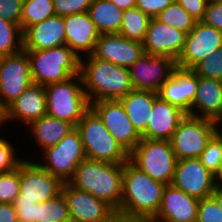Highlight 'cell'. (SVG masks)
<instances>
[{
    "mask_svg": "<svg viewBox=\"0 0 222 222\" xmlns=\"http://www.w3.org/2000/svg\"><path fill=\"white\" fill-rule=\"evenodd\" d=\"M80 74L90 103L119 100L133 90L128 68L93 55L80 59Z\"/></svg>",
    "mask_w": 222,
    "mask_h": 222,
    "instance_id": "cell-2",
    "label": "cell"
},
{
    "mask_svg": "<svg viewBox=\"0 0 222 222\" xmlns=\"http://www.w3.org/2000/svg\"><path fill=\"white\" fill-rule=\"evenodd\" d=\"M33 83L46 86L80 74V58L66 44L45 50H25Z\"/></svg>",
    "mask_w": 222,
    "mask_h": 222,
    "instance_id": "cell-4",
    "label": "cell"
},
{
    "mask_svg": "<svg viewBox=\"0 0 222 222\" xmlns=\"http://www.w3.org/2000/svg\"><path fill=\"white\" fill-rule=\"evenodd\" d=\"M171 184L200 200L212 195L216 187V176L209 172L198 158L179 159Z\"/></svg>",
    "mask_w": 222,
    "mask_h": 222,
    "instance_id": "cell-16",
    "label": "cell"
},
{
    "mask_svg": "<svg viewBox=\"0 0 222 222\" xmlns=\"http://www.w3.org/2000/svg\"><path fill=\"white\" fill-rule=\"evenodd\" d=\"M190 116L222 122V81L197 76V92Z\"/></svg>",
    "mask_w": 222,
    "mask_h": 222,
    "instance_id": "cell-23",
    "label": "cell"
},
{
    "mask_svg": "<svg viewBox=\"0 0 222 222\" xmlns=\"http://www.w3.org/2000/svg\"><path fill=\"white\" fill-rule=\"evenodd\" d=\"M197 92V75L192 69L176 68L171 77L159 88L158 97L177 106L190 115L193 100Z\"/></svg>",
    "mask_w": 222,
    "mask_h": 222,
    "instance_id": "cell-21",
    "label": "cell"
},
{
    "mask_svg": "<svg viewBox=\"0 0 222 222\" xmlns=\"http://www.w3.org/2000/svg\"><path fill=\"white\" fill-rule=\"evenodd\" d=\"M165 186L128 160L123 167L122 198L117 215L153 219L160 209Z\"/></svg>",
    "mask_w": 222,
    "mask_h": 222,
    "instance_id": "cell-1",
    "label": "cell"
},
{
    "mask_svg": "<svg viewBox=\"0 0 222 222\" xmlns=\"http://www.w3.org/2000/svg\"><path fill=\"white\" fill-rule=\"evenodd\" d=\"M19 165L14 170L0 173V203L13 204L19 195Z\"/></svg>",
    "mask_w": 222,
    "mask_h": 222,
    "instance_id": "cell-36",
    "label": "cell"
},
{
    "mask_svg": "<svg viewBox=\"0 0 222 222\" xmlns=\"http://www.w3.org/2000/svg\"><path fill=\"white\" fill-rule=\"evenodd\" d=\"M47 114L45 87L32 83L4 111L1 127L7 122L20 121L28 126Z\"/></svg>",
    "mask_w": 222,
    "mask_h": 222,
    "instance_id": "cell-18",
    "label": "cell"
},
{
    "mask_svg": "<svg viewBox=\"0 0 222 222\" xmlns=\"http://www.w3.org/2000/svg\"><path fill=\"white\" fill-rule=\"evenodd\" d=\"M202 22L222 32L221 0H209Z\"/></svg>",
    "mask_w": 222,
    "mask_h": 222,
    "instance_id": "cell-41",
    "label": "cell"
},
{
    "mask_svg": "<svg viewBox=\"0 0 222 222\" xmlns=\"http://www.w3.org/2000/svg\"><path fill=\"white\" fill-rule=\"evenodd\" d=\"M219 130L212 120L186 114L170 140L177 160L198 158Z\"/></svg>",
    "mask_w": 222,
    "mask_h": 222,
    "instance_id": "cell-9",
    "label": "cell"
},
{
    "mask_svg": "<svg viewBox=\"0 0 222 222\" xmlns=\"http://www.w3.org/2000/svg\"><path fill=\"white\" fill-rule=\"evenodd\" d=\"M201 163L216 176L222 166V132L219 130L198 157Z\"/></svg>",
    "mask_w": 222,
    "mask_h": 222,
    "instance_id": "cell-34",
    "label": "cell"
},
{
    "mask_svg": "<svg viewBox=\"0 0 222 222\" xmlns=\"http://www.w3.org/2000/svg\"><path fill=\"white\" fill-rule=\"evenodd\" d=\"M158 21L179 29L188 34L195 26L196 20L176 1L161 11L156 17Z\"/></svg>",
    "mask_w": 222,
    "mask_h": 222,
    "instance_id": "cell-32",
    "label": "cell"
},
{
    "mask_svg": "<svg viewBox=\"0 0 222 222\" xmlns=\"http://www.w3.org/2000/svg\"><path fill=\"white\" fill-rule=\"evenodd\" d=\"M36 160L24 159L19 164V195L16 200L45 202L59 195L63 182L41 167Z\"/></svg>",
    "mask_w": 222,
    "mask_h": 222,
    "instance_id": "cell-10",
    "label": "cell"
},
{
    "mask_svg": "<svg viewBox=\"0 0 222 222\" xmlns=\"http://www.w3.org/2000/svg\"><path fill=\"white\" fill-rule=\"evenodd\" d=\"M144 54L143 44L129 40L119 33L101 34L92 55L118 66L130 67Z\"/></svg>",
    "mask_w": 222,
    "mask_h": 222,
    "instance_id": "cell-19",
    "label": "cell"
},
{
    "mask_svg": "<svg viewBox=\"0 0 222 222\" xmlns=\"http://www.w3.org/2000/svg\"><path fill=\"white\" fill-rule=\"evenodd\" d=\"M32 134L35 144L39 147L38 151L57 145L75 127L66 121L43 116L26 126Z\"/></svg>",
    "mask_w": 222,
    "mask_h": 222,
    "instance_id": "cell-27",
    "label": "cell"
},
{
    "mask_svg": "<svg viewBox=\"0 0 222 222\" xmlns=\"http://www.w3.org/2000/svg\"><path fill=\"white\" fill-rule=\"evenodd\" d=\"M13 204L20 222H37L38 203L29 200H15Z\"/></svg>",
    "mask_w": 222,
    "mask_h": 222,
    "instance_id": "cell-42",
    "label": "cell"
},
{
    "mask_svg": "<svg viewBox=\"0 0 222 222\" xmlns=\"http://www.w3.org/2000/svg\"><path fill=\"white\" fill-rule=\"evenodd\" d=\"M64 222H76V221H74L73 219H69V220L64 221Z\"/></svg>",
    "mask_w": 222,
    "mask_h": 222,
    "instance_id": "cell-51",
    "label": "cell"
},
{
    "mask_svg": "<svg viewBox=\"0 0 222 222\" xmlns=\"http://www.w3.org/2000/svg\"><path fill=\"white\" fill-rule=\"evenodd\" d=\"M158 94L152 91L132 90L119 99L134 128L142 135L148 126Z\"/></svg>",
    "mask_w": 222,
    "mask_h": 222,
    "instance_id": "cell-26",
    "label": "cell"
},
{
    "mask_svg": "<svg viewBox=\"0 0 222 222\" xmlns=\"http://www.w3.org/2000/svg\"><path fill=\"white\" fill-rule=\"evenodd\" d=\"M45 87L47 116L71 123L74 127L90 108L81 74Z\"/></svg>",
    "mask_w": 222,
    "mask_h": 222,
    "instance_id": "cell-5",
    "label": "cell"
},
{
    "mask_svg": "<svg viewBox=\"0 0 222 222\" xmlns=\"http://www.w3.org/2000/svg\"><path fill=\"white\" fill-rule=\"evenodd\" d=\"M110 1L123 11L126 9L136 7V0H110Z\"/></svg>",
    "mask_w": 222,
    "mask_h": 222,
    "instance_id": "cell-46",
    "label": "cell"
},
{
    "mask_svg": "<svg viewBox=\"0 0 222 222\" xmlns=\"http://www.w3.org/2000/svg\"><path fill=\"white\" fill-rule=\"evenodd\" d=\"M199 200L167 184L154 222H196Z\"/></svg>",
    "mask_w": 222,
    "mask_h": 222,
    "instance_id": "cell-20",
    "label": "cell"
},
{
    "mask_svg": "<svg viewBox=\"0 0 222 222\" xmlns=\"http://www.w3.org/2000/svg\"><path fill=\"white\" fill-rule=\"evenodd\" d=\"M0 222H19L14 204L0 203Z\"/></svg>",
    "mask_w": 222,
    "mask_h": 222,
    "instance_id": "cell-45",
    "label": "cell"
},
{
    "mask_svg": "<svg viewBox=\"0 0 222 222\" xmlns=\"http://www.w3.org/2000/svg\"><path fill=\"white\" fill-rule=\"evenodd\" d=\"M177 68L174 59L154 56L147 53L141 55L130 67L133 90L158 92L161 85L171 77Z\"/></svg>",
    "mask_w": 222,
    "mask_h": 222,
    "instance_id": "cell-14",
    "label": "cell"
},
{
    "mask_svg": "<svg viewBox=\"0 0 222 222\" xmlns=\"http://www.w3.org/2000/svg\"><path fill=\"white\" fill-rule=\"evenodd\" d=\"M2 120H3V111L0 108V129H1Z\"/></svg>",
    "mask_w": 222,
    "mask_h": 222,
    "instance_id": "cell-50",
    "label": "cell"
},
{
    "mask_svg": "<svg viewBox=\"0 0 222 222\" xmlns=\"http://www.w3.org/2000/svg\"><path fill=\"white\" fill-rule=\"evenodd\" d=\"M75 127L79 131L87 159L115 164H124L129 160V154L110 135L91 107Z\"/></svg>",
    "mask_w": 222,
    "mask_h": 222,
    "instance_id": "cell-6",
    "label": "cell"
},
{
    "mask_svg": "<svg viewBox=\"0 0 222 222\" xmlns=\"http://www.w3.org/2000/svg\"><path fill=\"white\" fill-rule=\"evenodd\" d=\"M23 0H0V16L20 25Z\"/></svg>",
    "mask_w": 222,
    "mask_h": 222,
    "instance_id": "cell-40",
    "label": "cell"
},
{
    "mask_svg": "<svg viewBox=\"0 0 222 222\" xmlns=\"http://www.w3.org/2000/svg\"><path fill=\"white\" fill-rule=\"evenodd\" d=\"M110 135L130 154L142 137L134 128L119 100H102L90 103Z\"/></svg>",
    "mask_w": 222,
    "mask_h": 222,
    "instance_id": "cell-12",
    "label": "cell"
},
{
    "mask_svg": "<svg viewBox=\"0 0 222 222\" xmlns=\"http://www.w3.org/2000/svg\"><path fill=\"white\" fill-rule=\"evenodd\" d=\"M24 50L23 31L20 25L4 20L0 16V57Z\"/></svg>",
    "mask_w": 222,
    "mask_h": 222,
    "instance_id": "cell-31",
    "label": "cell"
},
{
    "mask_svg": "<svg viewBox=\"0 0 222 222\" xmlns=\"http://www.w3.org/2000/svg\"><path fill=\"white\" fill-rule=\"evenodd\" d=\"M114 222H154L152 219L126 218L117 215Z\"/></svg>",
    "mask_w": 222,
    "mask_h": 222,
    "instance_id": "cell-47",
    "label": "cell"
},
{
    "mask_svg": "<svg viewBox=\"0 0 222 222\" xmlns=\"http://www.w3.org/2000/svg\"><path fill=\"white\" fill-rule=\"evenodd\" d=\"M222 47V32L202 21L185 36L184 48L176 61L181 69H192L198 62Z\"/></svg>",
    "mask_w": 222,
    "mask_h": 222,
    "instance_id": "cell-15",
    "label": "cell"
},
{
    "mask_svg": "<svg viewBox=\"0 0 222 222\" xmlns=\"http://www.w3.org/2000/svg\"><path fill=\"white\" fill-rule=\"evenodd\" d=\"M88 14L100 35L119 33L123 10L110 0H92Z\"/></svg>",
    "mask_w": 222,
    "mask_h": 222,
    "instance_id": "cell-28",
    "label": "cell"
},
{
    "mask_svg": "<svg viewBox=\"0 0 222 222\" xmlns=\"http://www.w3.org/2000/svg\"><path fill=\"white\" fill-rule=\"evenodd\" d=\"M66 44L64 17L53 15L23 32L24 50H45Z\"/></svg>",
    "mask_w": 222,
    "mask_h": 222,
    "instance_id": "cell-24",
    "label": "cell"
},
{
    "mask_svg": "<svg viewBox=\"0 0 222 222\" xmlns=\"http://www.w3.org/2000/svg\"><path fill=\"white\" fill-rule=\"evenodd\" d=\"M175 0H136V8L140 9L150 18H155Z\"/></svg>",
    "mask_w": 222,
    "mask_h": 222,
    "instance_id": "cell-43",
    "label": "cell"
},
{
    "mask_svg": "<svg viewBox=\"0 0 222 222\" xmlns=\"http://www.w3.org/2000/svg\"><path fill=\"white\" fill-rule=\"evenodd\" d=\"M186 33L151 18L144 39V53L178 60L184 48Z\"/></svg>",
    "mask_w": 222,
    "mask_h": 222,
    "instance_id": "cell-17",
    "label": "cell"
},
{
    "mask_svg": "<svg viewBox=\"0 0 222 222\" xmlns=\"http://www.w3.org/2000/svg\"><path fill=\"white\" fill-rule=\"evenodd\" d=\"M55 15L53 0H23L20 27H28Z\"/></svg>",
    "mask_w": 222,
    "mask_h": 222,
    "instance_id": "cell-30",
    "label": "cell"
},
{
    "mask_svg": "<svg viewBox=\"0 0 222 222\" xmlns=\"http://www.w3.org/2000/svg\"><path fill=\"white\" fill-rule=\"evenodd\" d=\"M70 219L62 192L56 197L38 203L37 222H64Z\"/></svg>",
    "mask_w": 222,
    "mask_h": 222,
    "instance_id": "cell-33",
    "label": "cell"
},
{
    "mask_svg": "<svg viewBox=\"0 0 222 222\" xmlns=\"http://www.w3.org/2000/svg\"><path fill=\"white\" fill-rule=\"evenodd\" d=\"M92 0H53L57 16H67L88 12Z\"/></svg>",
    "mask_w": 222,
    "mask_h": 222,
    "instance_id": "cell-39",
    "label": "cell"
},
{
    "mask_svg": "<svg viewBox=\"0 0 222 222\" xmlns=\"http://www.w3.org/2000/svg\"><path fill=\"white\" fill-rule=\"evenodd\" d=\"M61 192L70 219L76 222H114L117 217V212L109 204L89 192L77 189L69 182L63 183Z\"/></svg>",
    "mask_w": 222,
    "mask_h": 222,
    "instance_id": "cell-13",
    "label": "cell"
},
{
    "mask_svg": "<svg viewBox=\"0 0 222 222\" xmlns=\"http://www.w3.org/2000/svg\"><path fill=\"white\" fill-rule=\"evenodd\" d=\"M192 71L199 77L222 81V47L216 49L209 57L198 62Z\"/></svg>",
    "mask_w": 222,
    "mask_h": 222,
    "instance_id": "cell-35",
    "label": "cell"
},
{
    "mask_svg": "<svg viewBox=\"0 0 222 222\" xmlns=\"http://www.w3.org/2000/svg\"><path fill=\"white\" fill-rule=\"evenodd\" d=\"M179 3L197 22L203 20L209 0H175Z\"/></svg>",
    "mask_w": 222,
    "mask_h": 222,
    "instance_id": "cell-44",
    "label": "cell"
},
{
    "mask_svg": "<svg viewBox=\"0 0 222 222\" xmlns=\"http://www.w3.org/2000/svg\"><path fill=\"white\" fill-rule=\"evenodd\" d=\"M10 139L0 136V173L9 172L18 167L20 162L23 160L17 156V151L14 149ZM12 144V145H11ZM16 151V152H15Z\"/></svg>",
    "mask_w": 222,
    "mask_h": 222,
    "instance_id": "cell-37",
    "label": "cell"
},
{
    "mask_svg": "<svg viewBox=\"0 0 222 222\" xmlns=\"http://www.w3.org/2000/svg\"><path fill=\"white\" fill-rule=\"evenodd\" d=\"M129 161L154 180L172 183L177 158L171 141L142 138L129 154Z\"/></svg>",
    "mask_w": 222,
    "mask_h": 222,
    "instance_id": "cell-7",
    "label": "cell"
},
{
    "mask_svg": "<svg viewBox=\"0 0 222 222\" xmlns=\"http://www.w3.org/2000/svg\"><path fill=\"white\" fill-rule=\"evenodd\" d=\"M43 159L37 163L63 183L74 176L77 166L86 159L79 131L75 127L57 145L41 151ZM45 161V162H44Z\"/></svg>",
    "mask_w": 222,
    "mask_h": 222,
    "instance_id": "cell-8",
    "label": "cell"
},
{
    "mask_svg": "<svg viewBox=\"0 0 222 222\" xmlns=\"http://www.w3.org/2000/svg\"><path fill=\"white\" fill-rule=\"evenodd\" d=\"M221 124H222V122L220 123V131L222 132V125Z\"/></svg>",
    "mask_w": 222,
    "mask_h": 222,
    "instance_id": "cell-52",
    "label": "cell"
},
{
    "mask_svg": "<svg viewBox=\"0 0 222 222\" xmlns=\"http://www.w3.org/2000/svg\"><path fill=\"white\" fill-rule=\"evenodd\" d=\"M186 113L175 105L161 100H155L152 114L146 131L141 135L145 139L171 140L179 122Z\"/></svg>",
    "mask_w": 222,
    "mask_h": 222,
    "instance_id": "cell-25",
    "label": "cell"
},
{
    "mask_svg": "<svg viewBox=\"0 0 222 222\" xmlns=\"http://www.w3.org/2000/svg\"><path fill=\"white\" fill-rule=\"evenodd\" d=\"M196 222H222V209L212 196L199 200Z\"/></svg>",
    "mask_w": 222,
    "mask_h": 222,
    "instance_id": "cell-38",
    "label": "cell"
},
{
    "mask_svg": "<svg viewBox=\"0 0 222 222\" xmlns=\"http://www.w3.org/2000/svg\"><path fill=\"white\" fill-rule=\"evenodd\" d=\"M124 164L84 159L69 181L77 189L86 191L119 211L122 198Z\"/></svg>",
    "mask_w": 222,
    "mask_h": 222,
    "instance_id": "cell-3",
    "label": "cell"
},
{
    "mask_svg": "<svg viewBox=\"0 0 222 222\" xmlns=\"http://www.w3.org/2000/svg\"><path fill=\"white\" fill-rule=\"evenodd\" d=\"M151 18L140 9L133 7L123 11L119 34L129 40L144 42Z\"/></svg>",
    "mask_w": 222,
    "mask_h": 222,
    "instance_id": "cell-29",
    "label": "cell"
},
{
    "mask_svg": "<svg viewBox=\"0 0 222 222\" xmlns=\"http://www.w3.org/2000/svg\"><path fill=\"white\" fill-rule=\"evenodd\" d=\"M32 83L30 60L25 50L0 57V108L2 111Z\"/></svg>",
    "mask_w": 222,
    "mask_h": 222,
    "instance_id": "cell-11",
    "label": "cell"
},
{
    "mask_svg": "<svg viewBox=\"0 0 222 222\" xmlns=\"http://www.w3.org/2000/svg\"><path fill=\"white\" fill-rule=\"evenodd\" d=\"M216 185L222 186V166L219 173L216 175Z\"/></svg>",
    "mask_w": 222,
    "mask_h": 222,
    "instance_id": "cell-49",
    "label": "cell"
},
{
    "mask_svg": "<svg viewBox=\"0 0 222 222\" xmlns=\"http://www.w3.org/2000/svg\"><path fill=\"white\" fill-rule=\"evenodd\" d=\"M222 209V186L216 185L211 195Z\"/></svg>",
    "mask_w": 222,
    "mask_h": 222,
    "instance_id": "cell-48",
    "label": "cell"
},
{
    "mask_svg": "<svg viewBox=\"0 0 222 222\" xmlns=\"http://www.w3.org/2000/svg\"><path fill=\"white\" fill-rule=\"evenodd\" d=\"M66 45L81 59L92 55L99 38L88 12L64 16Z\"/></svg>",
    "mask_w": 222,
    "mask_h": 222,
    "instance_id": "cell-22",
    "label": "cell"
}]
</instances>
